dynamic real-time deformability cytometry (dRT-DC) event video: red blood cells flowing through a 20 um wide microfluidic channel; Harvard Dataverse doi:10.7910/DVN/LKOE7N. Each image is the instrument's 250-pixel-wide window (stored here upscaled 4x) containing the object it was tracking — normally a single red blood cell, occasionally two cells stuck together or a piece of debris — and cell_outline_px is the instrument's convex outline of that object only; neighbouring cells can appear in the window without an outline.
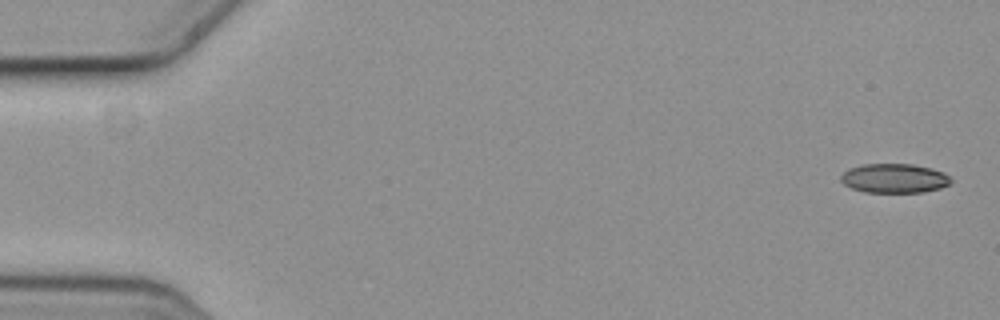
{"species": "common noctule bat (a hibernating species)", "species_latin": "Nyctalus noctula", "temperature_condition": "cold", "stored_images_in_passage": 5, "camera_frame_rate_fps": 3000, "um_per_image_px": 0.085, "animal": {"sex": "female", "body_mass_g": 19.3, "forearm_length_mm": 54.1}, "frame": {"image": 1, "passage_image": 1, "time_ms": 0.0, "image_size_px": [1000, 320], "cell_outline_px": [[952, 180], [948, 184], [940, 188], [924, 192], [864, 192], [852, 188], [844, 184], [840, 180], [840, 176], [848, 168], [860, 164], [912, 164], [932, 168], [944, 172]], "centroid_in_image_um": [75.99, 15.15], "position_along_channel_um": 9.0, "area_um2": 18.84}}